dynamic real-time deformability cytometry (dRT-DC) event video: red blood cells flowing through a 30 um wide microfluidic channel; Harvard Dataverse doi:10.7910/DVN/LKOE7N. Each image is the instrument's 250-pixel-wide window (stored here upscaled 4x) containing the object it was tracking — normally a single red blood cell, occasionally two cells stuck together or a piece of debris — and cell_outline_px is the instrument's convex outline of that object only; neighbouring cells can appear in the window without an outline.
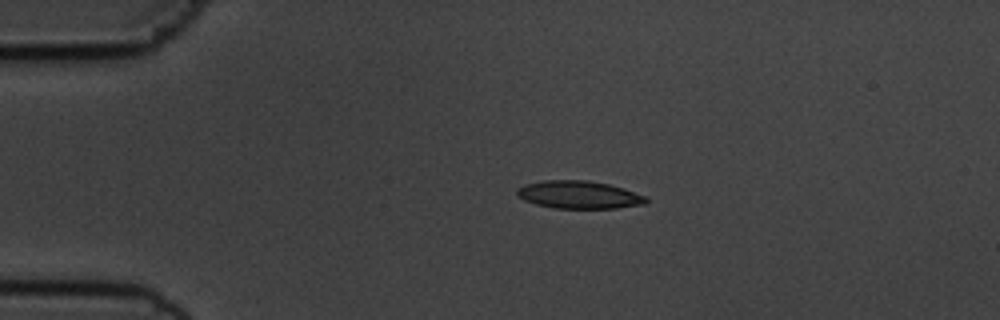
{"species": "common noctule bat (a hibernating species)", "species_latin": "Nyctalus noctula", "temperature_condition": "cold", "stored_images_in_passage": 44, "camera_frame_rate_fps": 3000, "um_per_image_px": 0.085, "animal": {"sex": "male", "body_mass_g": 19.5, "forearm_length_mm": 54.6}, "frame": {"image": 1, "passage_image": 1, "time_ms": 0.0, "image_size_px": [1000, 320], "cell_outline_px": [[648, 200], [644, 204], [616, 208], [552, 208], [536, 204], [524, 200], [516, 196], [516, 188], [524, 184], [544, 180], [588, 180], [608, 184], [624, 188], [648, 196]], "centroid_in_image_um": [49.2, 16.55], "position_along_channel_um": 35.8, "area_um2": 21.1}}
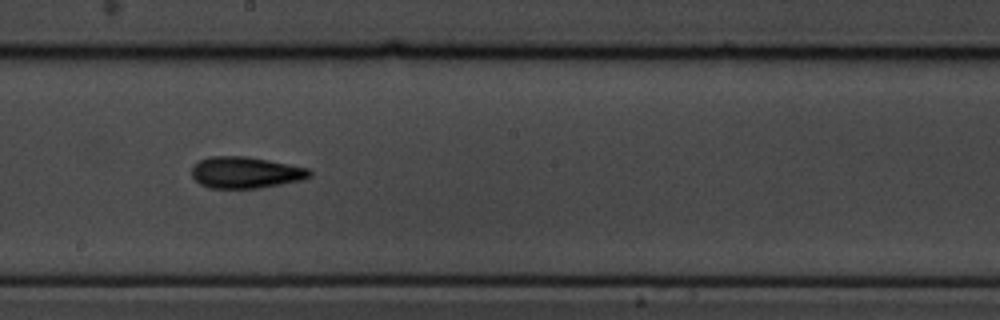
{"frame": {"image": 2, "passage_image": 20, "time_ms": 6.333, "image_size_px": [1000, 320], "cell_outline_px": [[312, 176], [304, 180], [260, 188], [208, 188], [200, 184], [192, 176], [192, 164], [200, 160], [212, 156], [248, 156], [308, 168], [312, 172]], "centroid_in_image_um": [20.88, 14.66], "position_along_channel_um": 227.3, "area_um2": 21.79}}
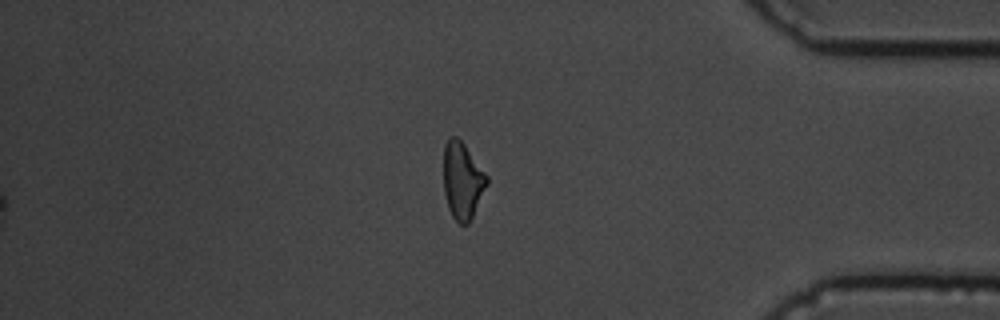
{"frame": {"image": 3, "passage_image": 36, "time_ms": 11.667, "image_size_px": [1000, 320], "cell_outline_px": [[488, 184], [468, 224], [460, 224], [452, 216], [448, 208], [444, 192], [444, 144], [452, 136], [456, 136], [464, 144], [488, 176]], "centroid_in_image_um": [39.3, 15.35], "position_along_channel_um": 395.9, "area_um2": 19.19}, "authors_computed_cell_mechanics": {"area_um2": 20.2011, "velocity_mm_per_s": 3.6569, "shape_relaxation_time_tau1_ms": 3.3099, "shape_relaxation_time_tau2_ms": 3.7335, "deformation_change_tau1": 0.1361, "deformation_change_tau2": 0.1316}}